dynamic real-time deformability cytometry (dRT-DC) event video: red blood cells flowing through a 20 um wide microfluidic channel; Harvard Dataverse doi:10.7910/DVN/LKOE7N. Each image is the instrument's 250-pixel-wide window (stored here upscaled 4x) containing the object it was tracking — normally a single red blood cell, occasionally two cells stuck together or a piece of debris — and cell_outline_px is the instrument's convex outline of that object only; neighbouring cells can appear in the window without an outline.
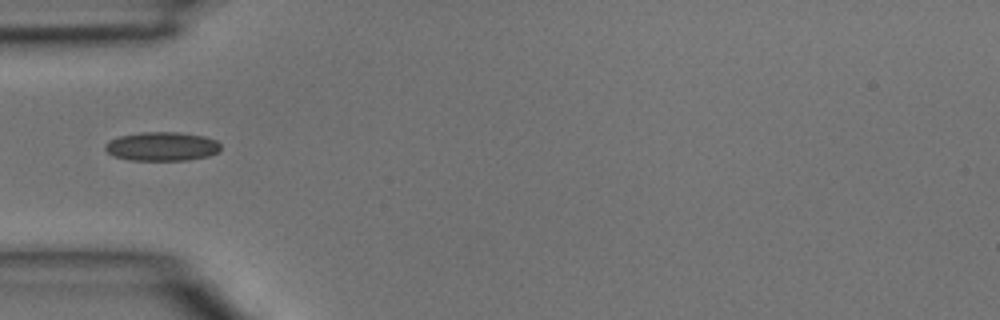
{"species": "common noctule bat (a hibernating species)", "species_latin": "Nyctalus noctula", "temperature_condition": "room temperature", "stored_images_in_passage": 1, "camera_frame_rate_fps": 3000, "um_per_image_px": 0.085, "animal": {"sex": "male", "body_mass_g": 15.6}, "frame": {"image": 1, "passage_image": 1, "time_ms": 0.0, "image_size_px": [1000, 320], "cell_outline_px": [[220, 148], [216, 152], [208, 156], [188, 160], [128, 160], [112, 156], [104, 148], [104, 144], [108, 140], [120, 136], [140, 132], [176, 132], [204, 136], [216, 140], [220, 144]], "centroid_in_image_um": [13.72, 12.44], "position_along_channel_um": 71.3, "area_um2": 19.54}}